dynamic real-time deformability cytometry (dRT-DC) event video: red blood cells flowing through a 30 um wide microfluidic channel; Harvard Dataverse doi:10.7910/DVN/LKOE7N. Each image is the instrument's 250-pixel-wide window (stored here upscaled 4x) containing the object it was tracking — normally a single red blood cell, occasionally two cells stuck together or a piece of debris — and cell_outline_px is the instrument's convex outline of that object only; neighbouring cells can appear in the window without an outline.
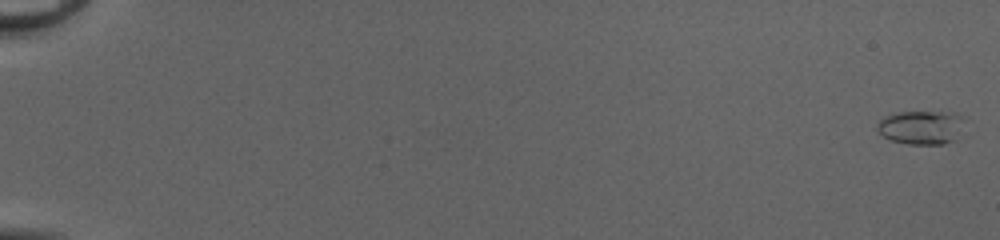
{"species": "common noctule bat (a hibernating species)", "species_latin": "Nyctalus noctula", "temperature_condition": "cold", "stored_images_in_passage": 52, "camera_frame_rate_fps": 3000, "um_per_image_px": 0.085, "animal": {"sex": "female", "body_mass_g": 20.0, "forearm_length_mm": 54.0}, "frame": {"image": 1, "passage_image": 1, "time_ms": 0.0, "image_size_px": [1000, 240], "cell_outline_px": [[968, 120], [952, 140], [944, 144], [908, 144], [892, 140], [884, 136], [876, 128], [876, 124], [884, 116], [900, 112], [956, 112], [964, 116]], "centroid_in_image_um": [78.34, 10.8], "position_along_channel_um": 6.7, "area_um2": 17.28}}
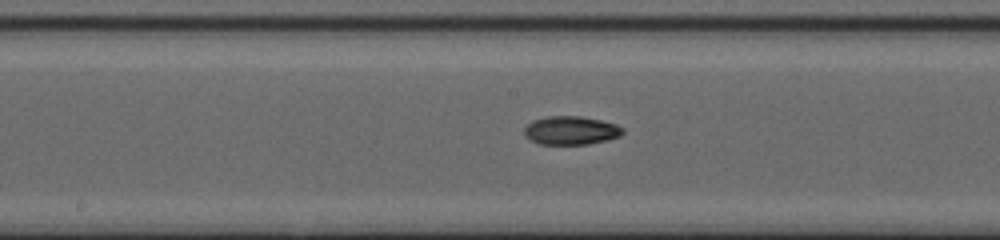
{"frame": {"image": 2, "passage_image": 30, "time_ms": 9.667, "image_size_px": [1000, 240], "cell_outline_px": [[624, 132], [620, 136], [608, 140], [588, 144], [540, 144], [524, 136], [524, 128], [532, 120], [548, 116], [580, 116], [600, 120], [616, 124], [624, 128]], "centroid_in_image_um": [48.54, 11.08], "position_along_channel_um": 199.7, "area_um2": 16.42}}
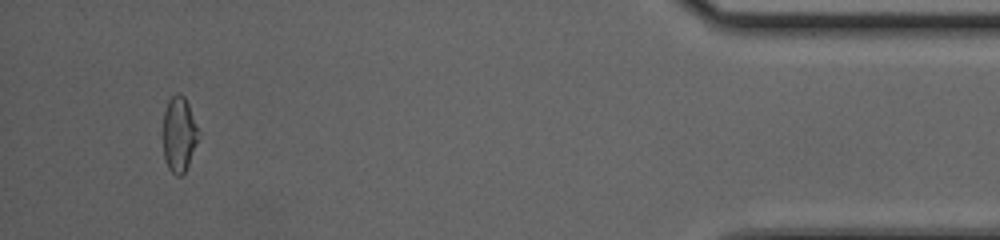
{"frame": {"image": 3, "passage_image": 50, "time_ms": 16.333, "image_size_px": [1000, 240], "cell_outline_px": [[200, 136], [188, 164], [184, 172], [180, 176], [176, 176], [168, 168], [164, 160], [164, 112], [168, 100], [176, 92], [180, 92], [184, 96], [188, 104]], "centroid_in_image_um": [15.22, 11.41], "position_along_channel_um": 420.0, "area_um2": 15.37}, "authors_computed_cell_mechanics": {"area_um2": 15.8083, "velocity_mm_per_s": 4.1867, "shape_relaxation_time_tau1_ms": 10.2345, "shape_relaxation_time_tau2_ms": 1.6974, "deformation_change_tau1": 0.2884, "deformation_change_tau2": 0.0649}}